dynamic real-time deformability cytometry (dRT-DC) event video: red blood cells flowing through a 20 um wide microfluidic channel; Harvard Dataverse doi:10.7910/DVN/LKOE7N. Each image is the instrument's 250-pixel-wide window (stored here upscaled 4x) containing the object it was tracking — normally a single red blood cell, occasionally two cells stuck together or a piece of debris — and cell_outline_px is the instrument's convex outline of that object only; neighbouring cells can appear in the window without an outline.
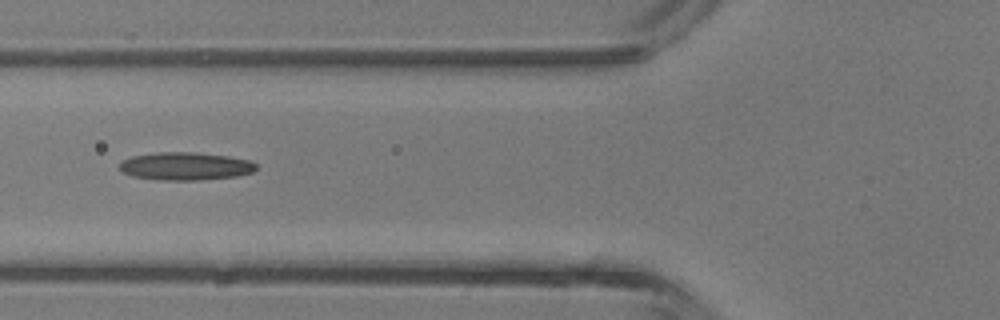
{"species": "common noctule bat (a hibernating species)", "species_latin": "Nyctalus noctula", "temperature_condition": "room temperature", "stored_images_in_passage": 2, "camera_frame_rate_fps": 3000, "um_per_image_px": 0.085, "animal": {"sex": "male", "body_mass_g": 13.3}, "frame": {"image": 1, "passage_image": 2, "time_ms": 1.0, "image_size_px": [1000, 320], "cell_outline_px": [[256, 168], [252, 172], [236, 176], [200, 180], [156, 180], [132, 176], [124, 172], [120, 168], [120, 160], [132, 156], [160, 152], [196, 152], [228, 156], [248, 160], [256, 164]], "centroid_in_image_um": [15.73, 14.12], "position_along_channel_um": 110.1, "area_um2": 22.2}}